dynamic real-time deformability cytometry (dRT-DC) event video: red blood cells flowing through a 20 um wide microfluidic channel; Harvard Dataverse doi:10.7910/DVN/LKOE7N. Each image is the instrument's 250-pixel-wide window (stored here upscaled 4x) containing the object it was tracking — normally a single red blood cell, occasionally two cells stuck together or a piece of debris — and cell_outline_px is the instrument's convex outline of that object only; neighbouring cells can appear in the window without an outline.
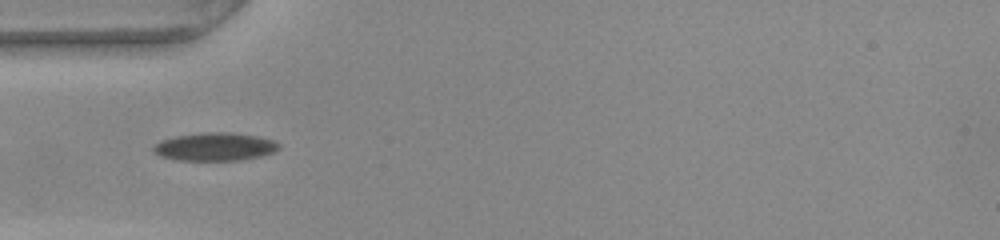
{"species": "common noctule bat (a hibernating species)", "species_latin": "Nyctalus noctula", "temperature_condition": "warm", "stored_images_in_passage": 38, "camera_frame_rate_fps": 3000, "um_per_image_px": 0.085, "animal": {"sex": "female", "body_mass_g": 22.0, "forearm_length_mm": 56.7}, "frame": {"image": 1, "passage_image": 1, "time_ms": 0.0, "image_size_px": [1000, 240], "cell_outline_px": [[280, 148], [272, 152], [260, 156], [240, 160], [176, 160], [160, 156], [152, 148], [160, 140], [176, 136], [204, 132], [232, 132], [256, 136], [272, 140], [280, 144]], "centroid_in_image_um": [18.26, 12.47], "position_along_channel_um": 66.7, "area_um2": 20.4}}
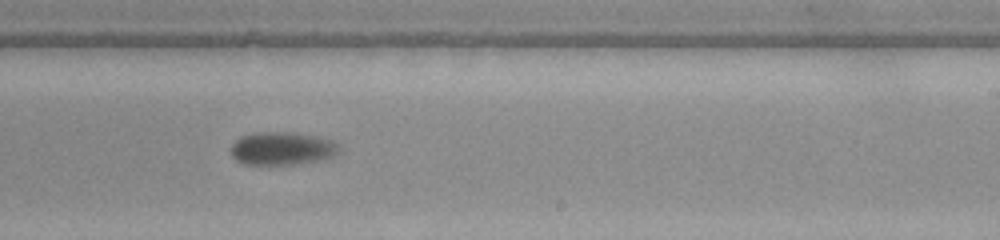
{"frame": {"image": 2, "passage_image": 17, "time_ms": 5.333, "image_size_px": [1000, 240], "cell_outline_px": [[340, 148], [332, 156], [316, 160], [296, 164], [244, 164], [236, 160], [232, 156], [232, 144], [240, 136], [260, 132], [296, 132], [316, 136], [332, 140]], "centroid_in_image_um": [23.95, 12.6], "position_along_channel_um": 265.1, "area_um2": 20.58}}
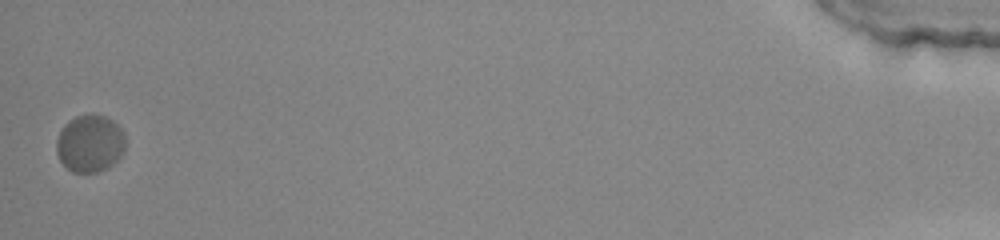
{"frame": {"image": 3, "passage_image": 38, "time_ms": 12.333, "image_size_px": [1000, 240], "cell_outline_px": [[124, 152], [108, 168], [100, 172], [72, 172], [60, 160], [56, 152], [56, 140], [64, 124], [68, 120], [76, 116], [104, 116], [112, 120], [124, 132]], "centroid_in_image_um": [7.63, 12.22], "position_along_channel_um": 427.6, "area_um2": 22.83}, "authors_computed_cell_mechanics": {"area_um2": 21.2993, "velocity_mm_per_s": 3.7359, "shape_relaxation_time_tau1_ms": 5.08, "shape_relaxation_time_tau2_ms": null, "deformation_change_tau1": 0.1411, "deformation_change_tau2": null}}